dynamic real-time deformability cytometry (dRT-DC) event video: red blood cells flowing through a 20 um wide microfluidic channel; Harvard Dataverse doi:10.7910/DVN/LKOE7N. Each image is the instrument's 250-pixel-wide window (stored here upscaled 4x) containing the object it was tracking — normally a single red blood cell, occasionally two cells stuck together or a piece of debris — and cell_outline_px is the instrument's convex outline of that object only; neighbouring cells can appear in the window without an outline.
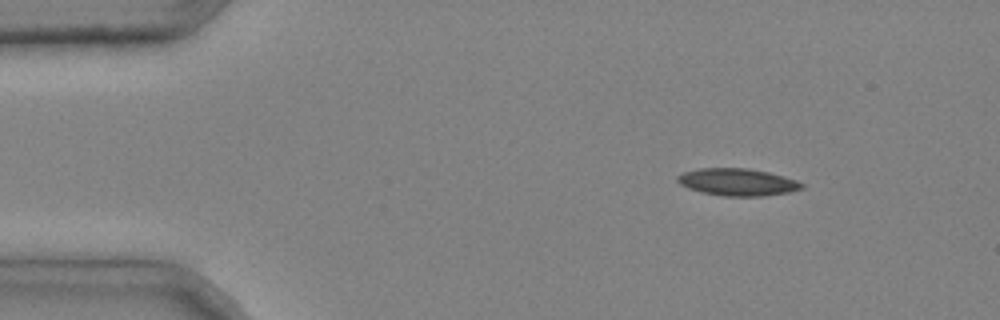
{"species": "common noctule bat (a hibernating species)", "species_latin": "Nyctalus noctula", "temperature_condition": "cold", "stored_images_in_passage": 2, "camera_frame_rate_fps": 3000, "um_per_image_px": 0.085, "animal": {"sex": "male", "body_mass_g": 20.4}, "frame": {"image": 1, "passage_image": 1, "time_ms": 0.0, "image_size_px": [1000, 320], "cell_outline_px": [[804, 188], [788, 192], [764, 196], [724, 196], [704, 192], [688, 188], [680, 184], [676, 180], [676, 176], [684, 172], [700, 168], [748, 168], [768, 172], [784, 176], [796, 180], [804, 184]], "centroid_in_image_um": [62.69, 15.47], "position_along_channel_um": 22.3, "area_um2": 19.65}}